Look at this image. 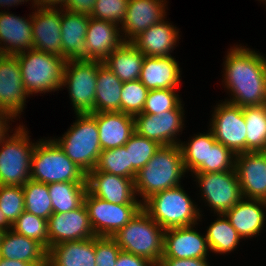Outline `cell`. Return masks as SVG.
<instances>
[{"label":"cell","mask_w":266,"mask_h":266,"mask_svg":"<svg viewBox=\"0 0 266 266\" xmlns=\"http://www.w3.org/2000/svg\"><path fill=\"white\" fill-rule=\"evenodd\" d=\"M15 119L10 113L0 110V143L9 135V122Z\"/></svg>","instance_id":"cell-49"},{"label":"cell","mask_w":266,"mask_h":266,"mask_svg":"<svg viewBox=\"0 0 266 266\" xmlns=\"http://www.w3.org/2000/svg\"><path fill=\"white\" fill-rule=\"evenodd\" d=\"M0 211L13 224L25 211L23 186L0 185Z\"/></svg>","instance_id":"cell-42"},{"label":"cell","mask_w":266,"mask_h":266,"mask_svg":"<svg viewBox=\"0 0 266 266\" xmlns=\"http://www.w3.org/2000/svg\"><path fill=\"white\" fill-rule=\"evenodd\" d=\"M87 174L52 139H39L31 158L30 179L44 184L86 182Z\"/></svg>","instance_id":"cell-6"},{"label":"cell","mask_w":266,"mask_h":266,"mask_svg":"<svg viewBox=\"0 0 266 266\" xmlns=\"http://www.w3.org/2000/svg\"><path fill=\"white\" fill-rule=\"evenodd\" d=\"M195 225L165 230L162 258L208 259L210 249L206 235H200L193 229Z\"/></svg>","instance_id":"cell-18"},{"label":"cell","mask_w":266,"mask_h":266,"mask_svg":"<svg viewBox=\"0 0 266 266\" xmlns=\"http://www.w3.org/2000/svg\"><path fill=\"white\" fill-rule=\"evenodd\" d=\"M191 140V141H190ZM188 140V143H180L183 164L185 171L194 173L204 162H206L207 144H214L216 139L212 131L208 133H199ZM190 141V142H189Z\"/></svg>","instance_id":"cell-37"},{"label":"cell","mask_w":266,"mask_h":266,"mask_svg":"<svg viewBox=\"0 0 266 266\" xmlns=\"http://www.w3.org/2000/svg\"><path fill=\"white\" fill-rule=\"evenodd\" d=\"M178 62L169 57H144L139 80L148 90L175 89L181 80Z\"/></svg>","instance_id":"cell-25"},{"label":"cell","mask_w":266,"mask_h":266,"mask_svg":"<svg viewBox=\"0 0 266 266\" xmlns=\"http://www.w3.org/2000/svg\"><path fill=\"white\" fill-rule=\"evenodd\" d=\"M156 141L150 140L134 132L125 143L129 157V178L135 179L137 172L142 169L160 148Z\"/></svg>","instance_id":"cell-35"},{"label":"cell","mask_w":266,"mask_h":266,"mask_svg":"<svg viewBox=\"0 0 266 266\" xmlns=\"http://www.w3.org/2000/svg\"><path fill=\"white\" fill-rule=\"evenodd\" d=\"M49 266H96L95 237L62 242L48 249Z\"/></svg>","instance_id":"cell-29"},{"label":"cell","mask_w":266,"mask_h":266,"mask_svg":"<svg viewBox=\"0 0 266 266\" xmlns=\"http://www.w3.org/2000/svg\"><path fill=\"white\" fill-rule=\"evenodd\" d=\"M186 174L180 145L160 146L134 179L136 195L142 203L151 195L181 185Z\"/></svg>","instance_id":"cell-2"},{"label":"cell","mask_w":266,"mask_h":266,"mask_svg":"<svg viewBox=\"0 0 266 266\" xmlns=\"http://www.w3.org/2000/svg\"><path fill=\"white\" fill-rule=\"evenodd\" d=\"M165 230L143 209L112 238L122 251L158 263L164 252Z\"/></svg>","instance_id":"cell-5"},{"label":"cell","mask_w":266,"mask_h":266,"mask_svg":"<svg viewBox=\"0 0 266 266\" xmlns=\"http://www.w3.org/2000/svg\"><path fill=\"white\" fill-rule=\"evenodd\" d=\"M49 248L62 242L95 237L84 203L66 213H53L47 220Z\"/></svg>","instance_id":"cell-14"},{"label":"cell","mask_w":266,"mask_h":266,"mask_svg":"<svg viewBox=\"0 0 266 266\" xmlns=\"http://www.w3.org/2000/svg\"><path fill=\"white\" fill-rule=\"evenodd\" d=\"M35 7H42V8H63L66 0H34ZM59 4V6H58Z\"/></svg>","instance_id":"cell-50"},{"label":"cell","mask_w":266,"mask_h":266,"mask_svg":"<svg viewBox=\"0 0 266 266\" xmlns=\"http://www.w3.org/2000/svg\"><path fill=\"white\" fill-rule=\"evenodd\" d=\"M91 228L98 237H112L142 209V204H113L93 196H84Z\"/></svg>","instance_id":"cell-10"},{"label":"cell","mask_w":266,"mask_h":266,"mask_svg":"<svg viewBox=\"0 0 266 266\" xmlns=\"http://www.w3.org/2000/svg\"><path fill=\"white\" fill-rule=\"evenodd\" d=\"M149 266H162V264L160 262H158V263H151Z\"/></svg>","instance_id":"cell-54"},{"label":"cell","mask_w":266,"mask_h":266,"mask_svg":"<svg viewBox=\"0 0 266 266\" xmlns=\"http://www.w3.org/2000/svg\"><path fill=\"white\" fill-rule=\"evenodd\" d=\"M17 234L29 237L49 249L47 220L24 211L12 224Z\"/></svg>","instance_id":"cell-38"},{"label":"cell","mask_w":266,"mask_h":266,"mask_svg":"<svg viewBox=\"0 0 266 266\" xmlns=\"http://www.w3.org/2000/svg\"><path fill=\"white\" fill-rule=\"evenodd\" d=\"M15 56L20 66L25 91L29 96L62 88L65 58L34 48Z\"/></svg>","instance_id":"cell-7"},{"label":"cell","mask_w":266,"mask_h":266,"mask_svg":"<svg viewBox=\"0 0 266 266\" xmlns=\"http://www.w3.org/2000/svg\"><path fill=\"white\" fill-rule=\"evenodd\" d=\"M181 185L157 192L142 203V209L164 230L198 224L201 211Z\"/></svg>","instance_id":"cell-4"},{"label":"cell","mask_w":266,"mask_h":266,"mask_svg":"<svg viewBox=\"0 0 266 266\" xmlns=\"http://www.w3.org/2000/svg\"><path fill=\"white\" fill-rule=\"evenodd\" d=\"M148 91L140 80L123 82L121 112L132 116L142 113Z\"/></svg>","instance_id":"cell-41"},{"label":"cell","mask_w":266,"mask_h":266,"mask_svg":"<svg viewBox=\"0 0 266 266\" xmlns=\"http://www.w3.org/2000/svg\"><path fill=\"white\" fill-rule=\"evenodd\" d=\"M37 8L32 12L33 48L62 57V8Z\"/></svg>","instance_id":"cell-19"},{"label":"cell","mask_w":266,"mask_h":266,"mask_svg":"<svg viewBox=\"0 0 266 266\" xmlns=\"http://www.w3.org/2000/svg\"><path fill=\"white\" fill-rule=\"evenodd\" d=\"M144 55L131 42H124L116 48L104 61L122 82L139 80Z\"/></svg>","instance_id":"cell-30"},{"label":"cell","mask_w":266,"mask_h":266,"mask_svg":"<svg viewBox=\"0 0 266 266\" xmlns=\"http://www.w3.org/2000/svg\"><path fill=\"white\" fill-rule=\"evenodd\" d=\"M96 1L97 0H66L63 9L73 13L91 16Z\"/></svg>","instance_id":"cell-46"},{"label":"cell","mask_w":266,"mask_h":266,"mask_svg":"<svg viewBox=\"0 0 266 266\" xmlns=\"http://www.w3.org/2000/svg\"><path fill=\"white\" fill-rule=\"evenodd\" d=\"M225 57L224 84L231 92L225 100L240 107L266 104V58L255 50L234 45Z\"/></svg>","instance_id":"cell-1"},{"label":"cell","mask_w":266,"mask_h":266,"mask_svg":"<svg viewBox=\"0 0 266 266\" xmlns=\"http://www.w3.org/2000/svg\"><path fill=\"white\" fill-rule=\"evenodd\" d=\"M102 150L124 146L135 132L134 117L123 112H96Z\"/></svg>","instance_id":"cell-26"},{"label":"cell","mask_w":266,"mask_h":266,"mask_svg":"<svg viewBox=\"0 0 266 266\" xmlns=\"http://www.w3.org/2000/svg\"><path fill=\"white\" fill-rule=\"evenodd\" d=\"M217 220L207 228L206 239L211 252L226 254L234 251L240 239L235 228L224 214H218Z\"/></svg>","instance_id":"cell-33"},{"label":"cell","mask_w":266,"mask_h":266,"mask_svg":"<svg viewBox=\"0 0 266 266\" xmlns=\"http://www.w3.org/2000/svg\"><path fill=\"white\" fill-rule=\"evenodd\" d=\"M210 130L217 142L229 148L235 155L246 152V122L243 108L227 101L216 105Z\"/></svg>","instance_id":"cell-12"},{"label":"cell","mask_w":266,"mask_h":266,"mask_svg":"<svg viewBox=\"0 0 266 266\" xmlns=\"http://www.w3.org/2000/svg\"><path fill=\"white\" fill-rule=\"evenodd\" d=\"M3 234H4V231L0 229V241L2 240Z\"/></svg>","instance_id":"cell-55"},{"label":"cell","mask_w":266,"mask_h":266,"mask_svg":"<svg viewBox=\"0 0 266 266\" xmlns=\"http://www.w3.org/2000/svg\"><path fill=\"white\" fill-rule=\"evenodd\" d=\"M90 16L62 9L61 46L65 61L87 60L85 37Z\"/></svg>","instance_id":"cell-23"},{"label":"cell","mask_w":266,"mask_h":266,"mask_svg":"<svg viewBox=\"0 0 266 266\" xmlns=\"http://www.w3.org/2000/svg\"><path fill=\"white\" fill-rule=\"evenodd\" d=\"M0 249L4 259H17L34 266L47 264L48 250L36 240L17 234L12 229L4 232Z\"/></svg>","instance_id":"cell-28"},{"label":"cell","mask_w":266,"mask_h":266,"mask_svg":"<svg viewBox=\"0 0 266 266\" xmlns=\"http://www.w3.org/2000/svg\"><path fill=\"white\" fill-rule=\"evenodd\" d=\"M53 213H66L84 203L87 182H61L48 184Z\"/></svg>","instance_id":"cell-32"},{"label":"cell","mask_w":266,"mask_h":266,"mask_svg":"<svg viewBox=\"0 0 266 266\" xmlns=\"http://www.w3.org/2000/svg\"><path fill=\"white\" fill-rule=\"evenodd\" d=\"M28 2V1H30V0H0V7H6V6H8V8H9V6H12V5H19L20 3L22 4V2H23V4H24V2ZM33 6L32 7H35V1L33 0ZM6 5V6H5Z\"/></svg>","instance_id":"cell-53"},{"label":"cell","mask_w":266,"mask_h":266,"mask_svg":"<svg viewBox=\"0 0 266 266\" xmlns=\"http://www.w3.org/2000/svg\"><path fill=\"white\" fill-rule=\"evenodd\" d=\"M77 120L62 137L53 139L66 156L86 174L95 169L102 151L96 112L76 113Z\"/></svg>","instance_id":"cell-3"},{"label":"cell","mask_w":266,"mask_h":266,"mask_svg":"<svg viewBox=\"0 0 266 266\" xmlns=\"http://www.w3.org/2000/svg\"><path fill=\"white\" fill-rule=\"evenodd\" d=\"M235 154L219 142L207 144L206 162L194 173H215L233 170Z\"/></svg>","instance_id":"cell-39"},{"label":"cell","mask_w":266,"mask_h":266,"mask_svg":"<svg viewBox=\"0 0 266 266\" xmlns=\"http://www.w3.org/2000/svg\"><path fill=\"white\" fill-rule=\"evenodd\" d=\"M19 125L11 136L0 143V185L23 186L30 179L31 158L36 143Z\"/></svg>","instance_id":"cell-8"},{"label":"cell","mask_w":266,"mask_h":266,"mask_svg":"<svg viewBox=\"0 0 266 266\" xmlns=\"http://www.w3.org/2000/svg\"><path fill=\"white\" fill-rule=\"evenodd\" d=\"M178 29L165 21L150 26L136 36L131 43L147 57H169L179 40Z\"/></svg>","instance_id":"cell-24"},{"label":"cell","mask_w":266,"mask_h":266,"mask_svg":"<svg viewBox=\"0 0 266 266\" xmlns=\"http://www.w3.org/2000/svg\"><path fill=\"white\" fill-rule=\"evenodd\" d=\"M85 37L87 60L103 62L125 41L121 28L112 22L90 17Z\"/></svg>","instance_id":"cell-21"},{"label":"cell","mask_w":266,"mask_h":266,"mask_svg":"<svg viewBox=\"0 0 266 266\" xmlns=\"http://www.w3.org/2000/svg\"><path fill=\"white\" fill-rule=\"evenodd\" d=\"M95 169L129 178V157L125 145L102 150Z\"/></svg>","instance_id":"cell-40"},{"label":"cell","mask_w":266,"mask_h":266,"mask_svg":"<svg viewBox=\"0 0 266 266\" xmlns=\"http://www.w3.org/2000/svg\"><path fill=\"white\" fill-rule=\"evenodd\" d=\"M192 174L199 184L204 201L217 215L232 209L243 198L235 168L223 172Z\"/></svg>","instance_id":"cell-11"},{"label":"cell","mask_w":266,"mask_h":266,"mask_svg":"<svg viewBox=\"0 0 266 266\" xmlns=\"http://www.w3.org/2000/svg\"><path fill=\"white\" fill-rule=\"evenodd\" d=\"M0 44V51L5 55L33 49L32 15L25 19L10 12H0Z\"/></svg>","instance_id":"cell-22"},{"label":"cell","mask_w":266,"mask_h":266,"mask_svg":"<svg viewBox=\"0 0 266 266\" xmlns=\"http://www.w3.org/2000/svg\"><path fill=\"white\" fill-rule=\"evenodd\" d=\"M87 190L102 200L113 204H142L136 199L134 179L107 172L91 170L86 176Z\"/></svg>","instance_id":"cell-16"},{"label":"cell","mask_w":266,"mask_h":266,"mask_svg":"<svg viewBox=\"0 0 266 266\" xmlns=\"http://www.w3.org/2000/svg\"><path fill=\"white\" fill-rule=\"evenodd\" d=\"M0 266H34L32 263L22 262L17 259H4L0 260Z\"/></svg>","instance_id":"cell-51"},{"label":"cell","mask_w":266,"mask_h":266,"mask_svg":"<svg viewBox=\"0 0 266 266\" xmlns=\"http://www.w3.org/2000/svg\"><path fill=\"white\" fill-rule=\"evenodd\" d=\"M181 102L176 89L149 90L142 113L157 115L164 111L174 110Z\"/></svg>","instance_id":"cell-43"},{"label":"cell","mask_w":266,"mask_h":266,"mask_svg":"<svg viewBox=\"0 0 266 266\" xmlns=\"http://www.w3.org/2000/svg\"><path fill=\"white\" fill-rule=\"evenodd\" d=\"M246 122V152L266 151V104L243 107Z\"/></svg>","instance_id":"cell-34"},{"label":"cell","mask_w":266,"mask_h":266,"mask_svg":"<svg viewBox=\"0 0 266 266\" xmlns=\"http://www.w3.org/2000/svg\"><path fill=\"white\" fill-rule=\"evenodd\" d=\"M165 0H129L125 18L120 26L122 38L131 42L150 26L166 17Z\"/></svg>","instance_id":"cell-20"},{"label":"cell","mask_w":266,"mask_h":266,"mask_svg":"<svg viewBox=\"0 0 266 266\" xmlns=\"http://www.w3.org/2000/svg\"><path fill=\"white\" fill-rule=\"evenodd\" d=\"M26 97L21 70L15 55H5L0 60V110L15 119L24 110Z\"/></svg>","instance_id":"cell-17"},{"label":"cell","mask_w":266,"mask_h":266,"mask_svg":"<svg viewBox=\"0 0 266 266\" xmlns=\"http://www.w3.org/2000/svg\"><path fill=\"white\" fill-rule=\"evenodd\" d=\"M0 229L4 232L12 229V224L8 221L6 215L0 211Z\"/></svg>","instance_id":"cell-52"},{"label":"cell","mask_w":266,"mask_h":266,"mask_svg":"<svg viewBox=\"0 0 266 266\" xmlns=\"http://www.w3.org/2000/svg\"><path fill=\"white\" fill-rule=\"evenodd\" d=\"M234 168L242 197L266 201V151L236 154Z\"/></svg>","instance_id":"cell-15"},{"label":"cell","mask_w":266,"mask_h":266,"mask_svg":"<svg viewBox=\"0 0 266 266\" xmlns=\"http://www.w3.org/2000/svg\"><path fill=\"white\" fill-rule=\"evenodd\" d=\"M5 56V54H3L1 51H0V60Z\"/></svg>","instance_id":"cell-56"},{"label":"cell","mask_w":266,"mask_h":266,"mask_svg":"<svg viewBox=\"0 0 266 266\" xmlns=\"http://www.w3.org/2000/svg\"><path fill=\"white\" fill-rule=\"evenodd\" d=\"M182 102L174 109L159 114L139 113L134 115L135 132L161 146L180 145L176 140L184 127V110Z\"/></svg>","instance_id":"cell-13"},{"label":"cell","mask_w":266,"mask_h":266,"mask_svg":"<svg viewBox=\"0 0 266 266\" xmlns=\"http://www.w3.org/2000/svg\"><path fill=\"white\" fill-rule=\"evenodd\" d=\"M121 248L112 237L95 236L96 266H115Z\"/></svg>","instance_id":"cell-45"},{"label":"cell","mask_w":266,"mask_h":266,"mask_svg":"<svg viewBox=\"0 0 266 266\" xmlns=\"http://www.w3.org/2000/svg\"><path fill=\"white\" fill-rule=\"evenodd\" d=\"M266 201L242 198L232 209L224 213L238 235L243 239L259 235L265 222Z\"/></svg>","instance_id":"cell-27"},{"label":"cell","mask_w":266,"mask_h":266,"mask_svg":"<svg viewBox=\"0 0 266 266\" xmlns=\"http://www.w3.org/2000/svg\"><path fill=\"white\" fill-rule=\"evenodd\" d=\"M96 83L95 112H121L123 82L100 61Z\"/></svg>","instance_id":"cell-31"},{"label":"cell","mask_w":266,"mask_h":266,"mask_svg":"<svg viewBox=\"0 0 266 266\" xmlns=\"http://www.w3.org/2000/svg\"><path fill=\"white\" fill-rule=\"evenodd\" d=\"M98 61H67L64 66L63 86L68 89L76 113L95 112Z\"/></svg>","instance_id":"cell-9"},{"label":"cell","mask_w":266,"mask_h":266,"mask_svg":"<svg viewBox=\"0 0 266 266\" xmlns=\"http://www.w3.org/2000/svg\"><path fill=\"white\" fill-rule=\"evenodd\" d=\"M160 263L162 266H210L207 259H174V258H161Z\"/></svg>","instance_id":"cell-48"},{"label":"cell","mask_w":266,"mask_h":266,"mask_svg":"<svg viewBox=\"0 0 266 266\" xmlns=\"http://www.w3.org/2000/svg\"><path fill=\"white\" fill-rule=\"evenodd\" d=\"M128 2L129 0H97L90 17L120 26L125 18Z\"/></svg>","instance_id":"cell-44"},{"label":"cell","mask_w":266,"mask_h":266,"mask_svg":"<svg viewBox=\"0 0 266 266\" xmlns=\"http://www.w3.org/2000/svg\"><path fill=\"white\" fill-rule=\"evenodd\" d=\"M25 211L48 220L53 214L48 184L29 179L24 185Z\"/></svg>","instance_id":"cell-36"},{"label":"cell","mask_w":266,"mask_h":266,"mask_svg":"<svg viewBox=\"0 0 266 266\" xmlns=\"http://www.w3.org/2000/svg\"><path fill=\"white\" fill-rule=\"evenodd\" d=\"M150 264L151 262L143 257L121 251L115 266H149Z\"/></svg>","instance_id":"cell-47"}]
</instances>
